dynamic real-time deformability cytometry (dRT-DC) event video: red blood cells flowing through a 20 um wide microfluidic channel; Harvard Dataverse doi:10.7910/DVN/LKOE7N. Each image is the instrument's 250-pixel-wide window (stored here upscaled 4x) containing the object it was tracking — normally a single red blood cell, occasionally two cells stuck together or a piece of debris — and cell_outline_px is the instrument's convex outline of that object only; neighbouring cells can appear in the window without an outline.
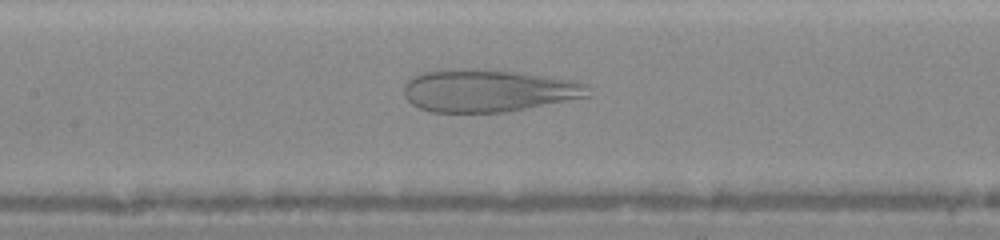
{"species": "human", "species_latin": "Homo sapiens", "temperature_condition": "warm", "stored_images_in_passage": 55, "camera_frame_rate_fps": 3000, "um_per_image_px": 0.085, "donor": {"sex": "female"}, "frame": {"image": 1, "passage_image": 22, "time_ms": 6.333, "image_size_px": [1000, 240], "cell_outline_px": [[592, 96], [504, 112], [432, 112], [420, 108], [412, 104], [404, 96], [404, 88], [408, 76], [420, 72], [452, 68], [456, 68], [520, 72], [568, 80], [588, 84]], "centroid_in_image_um": [41.45, 7.7], "position_along_channel_um": 165.9, "area_um2": 45.72}}
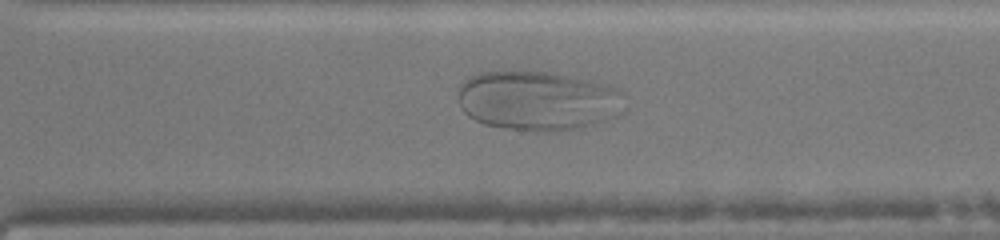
{"frame": {"image": 2, "passage_image": 39, "time_ms": 10.0, "image_size_px": [1000, 240], "cell_outline_px": [[620, 92], [604, 120], [576, 128], [556, 132], [536, 132], [504, 128], [484, 124], [468, 116], [460, 108], [460, 84], [464, 80], [480, 72], [516, 68], [520, 68], [552, 72], [588, 80], [604, 84], [616, 88]], "centroid_in_image_um": [45.48, 8.51], "position_along_channel_um": 325.1, "area_um2": 56.99}}
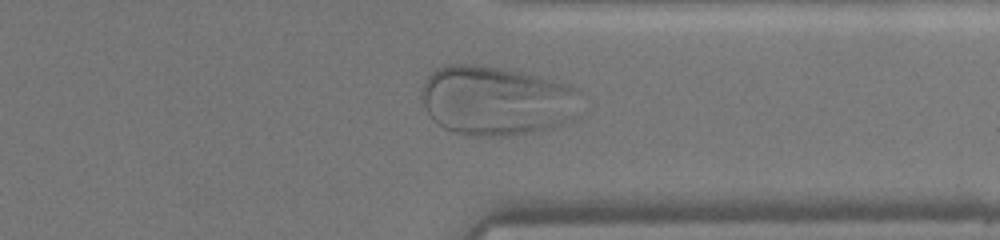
{"frame": {"image": 3, "passage_image": 43, "time_ms": 11.0, "image_size_px": [1000, 240], "cell_outline_px": [[580, 88], [576, 116], [568, 124], [552, 128], [500, 136], [476, 136], [456, 132], [444, 128], [432, 120], [420, 96], [420, 92], [428, 76], [436, 68], [448, 64], [476, 64], [500, 68], [520, 72], [552, 80]], "centroid_in_image_um": [42.19, 8.55], "position_along_channel_um": 369.2, "area_um2": 64.56}}